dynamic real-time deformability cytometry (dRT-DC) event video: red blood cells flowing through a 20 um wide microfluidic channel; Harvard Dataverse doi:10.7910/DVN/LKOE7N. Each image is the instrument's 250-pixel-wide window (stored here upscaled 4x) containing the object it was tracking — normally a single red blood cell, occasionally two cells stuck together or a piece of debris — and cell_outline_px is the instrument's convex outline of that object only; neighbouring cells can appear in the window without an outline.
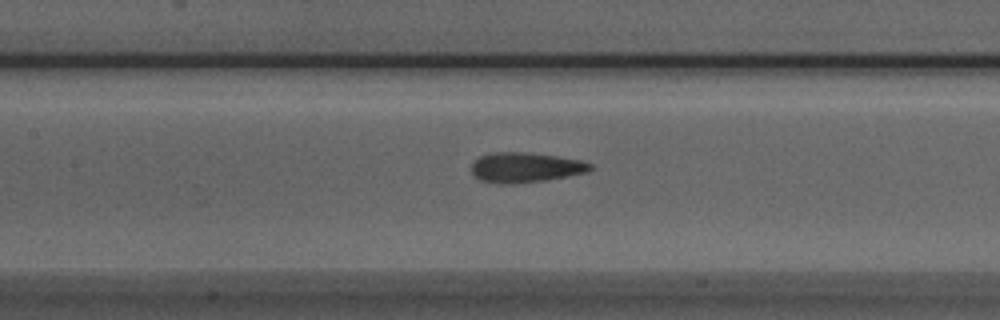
{"species": "Egyptian fruit bat (a non-hibernating species)", "species_latin": "Rousettus aegyptiacus", "temperature_condition": "room temperature", "stored_images_in_passage": 28, "camera_frame_rate_fps": 3000, "um_per_image_px": 0.085, "animal": {"sex": "male"}, "frame": {"image": 1, "passage_image": 12, "time_ms": 3.667, "image_size_px": [1000, 320], "cell_outline_px": [[592, 168], [588, 172], [568, 176], [544, 180], [516, 184], [500, 184], [480, 180], [472, 172], [472, 164], [480, 156], [492, 152], [524, 152], [556, 156], [580, 160], [592, 164]], "centroid_in_image_um": [44.66, 14.24], "position_along_channel_um": 162.7, "area_um2": 20.69}}
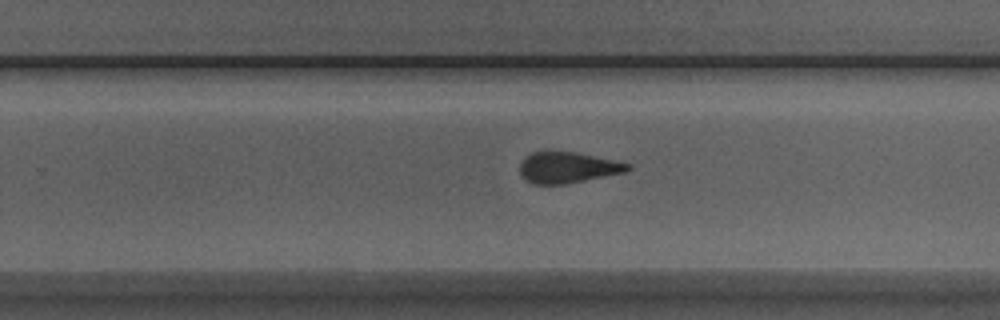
{"frame": {"image": 2, "passage_image": 21, "time_ms": 6.667, "image_size_px": [1000, 320], "cell_outline_px": [[632, 168], [624, 172], [564, 184], [532, 184], [520, 172], [520, 164], [532, 152], [576, 152], [632, 164]], "centroid_in_image_um": [48.28, 14.24], "position_along_channel_um": 281.5, "area_um2": 19.02}}
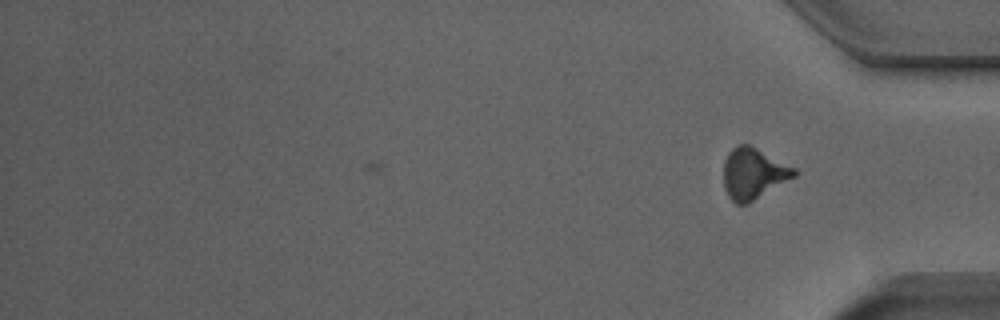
{"frame": {"image": 3, "passage_image": 28, "time_ms": 9.0, "image_size_px": [1000, 320], "cell_outline_px": [[800, 172], [796, 176], [748, 204], [736, 204], [728, 196], [724, 188], [724, 160], [728, 152], [736, 144], [748, 144], [796, 168]], "centroid_in_image_um": [64.04, 14.75], "position_along_channel_um": 371.2, "area_um2": 21.15}, "authors_computed_cell_mechanics": {"area_um2": 20.9525, "velocity_mm_per_s": 3.9732, "shape_relaxation_time_tau1_ms": 4.8486, "shape_relaxation_time_tau2_ms": 2.0266, "deformation_change_tau1": 0.1284, "deformation_change_tau2": 0.1058}}